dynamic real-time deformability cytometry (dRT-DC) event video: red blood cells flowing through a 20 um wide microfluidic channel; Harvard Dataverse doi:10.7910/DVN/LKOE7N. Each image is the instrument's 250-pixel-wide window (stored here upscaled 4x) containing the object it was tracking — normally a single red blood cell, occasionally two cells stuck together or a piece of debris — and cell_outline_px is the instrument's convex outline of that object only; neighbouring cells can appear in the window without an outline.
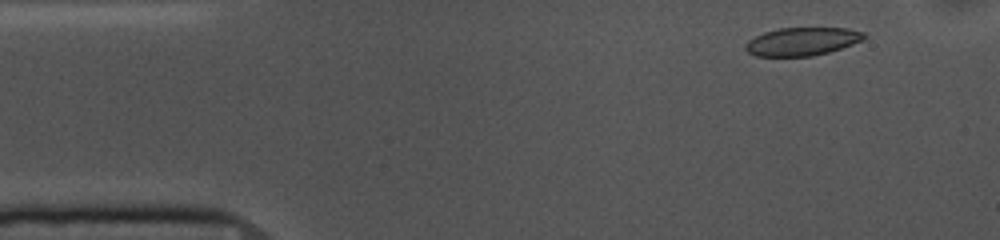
{"species": "common noctule bat (a hibernating species)", "species_latin": "Nyctalus noctula", "temperature_condition": "cold", "stored_images_in_passage": 52, "camera_frame_rate_fps": 3000, "um_per_image_px": 0.085, "animal": {"sex": "female", "body_mass_g": 10.0, "forearm_length_mm": 53.1}, "frame": {"image": 1, "passage_image": 4, "time_ms": 1.0, "image_size_px": [1000, 240], "cell_outline_px": [[868, 36], [864, 40], [828, 52], [812, 56], [756, 56], [748, 52], [744, 48], [744, 44], [748, 40], [764, 32], [780, 28], [848, 28], [864, 32]], "centroid_in_image_um": [68.19, 3.52], "position_along_channel_um": 16.8, "area_um2": 19.48}}
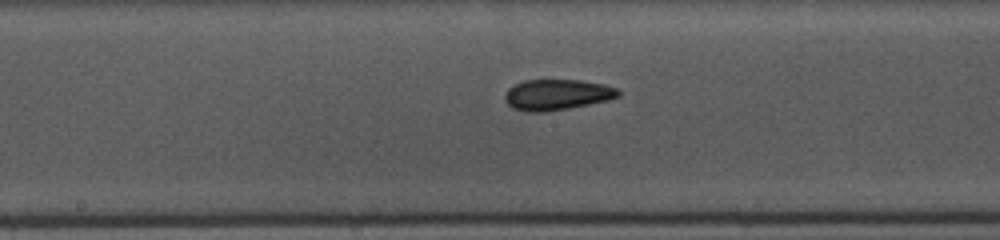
{"frame": {"image": 2, "passage_image": 25, "time_ms": 8.0, "image_size_px": [1000, 240], "cell_outline_px": [[620, 96], [608, 100], [568, 108], [544, 112], [524, 112], [512, 108], [504, 100], [504, 96], [508, 88], [524, 80], [580, 80], [604, 84], [616, 88], [620, 92]], "centroid_in_image_um": [47.32, 8.05], "position_along_channel_um": 200.9, "area_um2": 20.35}}
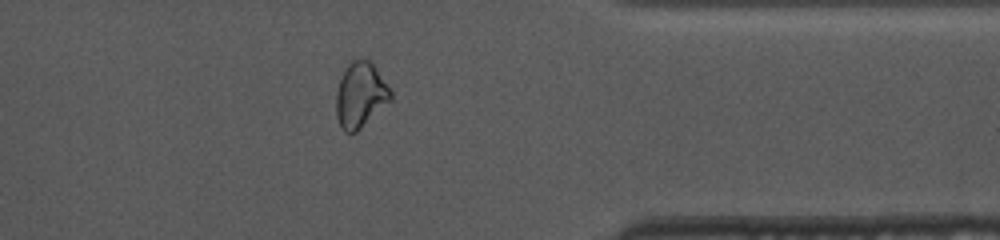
{"frame": {"image": 3, "passage_image": 41, "time_ms": 13.333, "image_size_px": [1000, 240], "cell_outline_px": [[392, 100], [356, 132], [344, 132], [340, 128], [336, 116], [336, 92], [344, 68], [352, 60], [368, 60], [372, 64], [392, 92]], "centroid_in_image_um": [30.61, 8.11], "position_along_channel_um": 380.8, "area_um2": 20.58}, "authors_computed_cell_mechanics": {"area_um2": 20.4323, "velocity_mm_per_s": 3.6656, "shape_relaxation_time_tau1_ms": 5.4217, "shape_relaxation_time_tau2_ms": 3.0386, "deformation_change_tau1": 0.1339, "deformation_change_tau2": 0.0831}}